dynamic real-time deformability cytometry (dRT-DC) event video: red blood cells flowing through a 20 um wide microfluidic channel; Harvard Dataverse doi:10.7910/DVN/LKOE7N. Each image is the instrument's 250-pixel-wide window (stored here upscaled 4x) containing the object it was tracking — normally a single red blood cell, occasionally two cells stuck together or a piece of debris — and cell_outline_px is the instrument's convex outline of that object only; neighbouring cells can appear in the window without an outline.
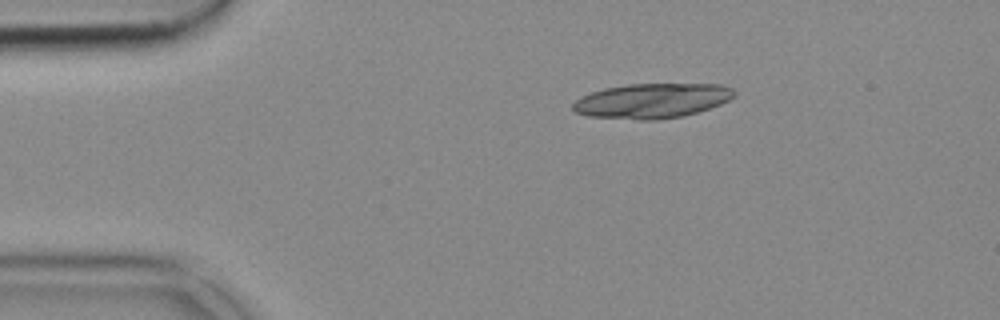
{"species": "common noctule bat (a hibernating species)", "species_latin": "Nyctalus noctula", "temperature_condition": "cold", "stored_images_in_passage": 41, "camera_frame_rate_fps": 3000, "um_per_image_px": 0.085, "animal": {"sex": "female", "body_mass_g": 18.4}, "frame": {"image": 1, "passage_image": 1, "time_ms": 0.0, "image_size_px": [1000, 320], "cell_outline_px": [[736, 96], [720, 104], [696, 112], [680, 116], [656, 120], [640, 120], [588, 116], [576, 112], [572, 108], [572, 104], [580, 96], [604, 88], [628, 84], [720, 84], [732, 88], [736, 92]], "centroid_in_image_um": [55.4, 8.56], "position_along_channel_um": 29.6, "area_um2": 32.66}}